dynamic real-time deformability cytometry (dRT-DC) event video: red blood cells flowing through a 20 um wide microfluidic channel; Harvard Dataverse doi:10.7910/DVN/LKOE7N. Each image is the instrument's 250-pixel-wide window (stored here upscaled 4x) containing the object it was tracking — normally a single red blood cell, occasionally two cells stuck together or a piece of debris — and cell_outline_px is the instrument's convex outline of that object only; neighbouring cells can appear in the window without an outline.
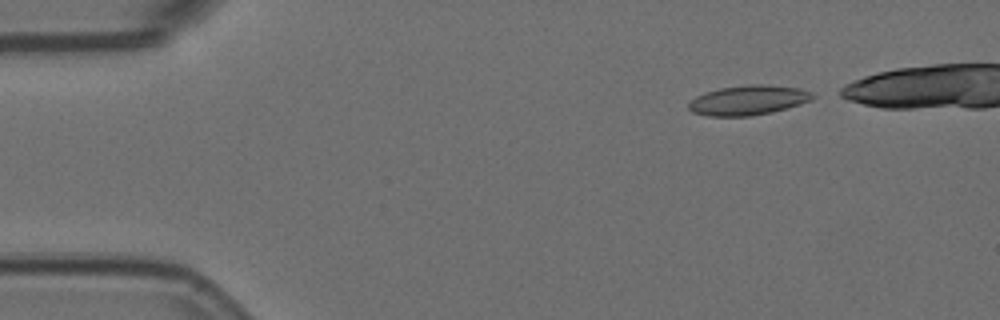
{"species": "Egyptian fruit bat (a non-hibernating species)", "species_latin": "Rousettus aegyptiacus", "temperature_condition": "room temperature", "stored_images_in_passage": 44, "camera_frame_rate_fps": 3000, "um_per_image_px": 0.085, "animal": {"sex": "female"}, "frame": {"image": 1, "passage_image": 2, "time_ms": 0.333, "image_size_px": [1000, 320], "cell_outline_px": [[816, 96], [812, 100], [788, 108], [772, 112], [752, 116], [708, 116], [692, 112], [688, 108], [688, 104], [696, 96], [704, 92], [720, 88], [748, 84], [768, 84], [800, 88], [812, 92]], "centroid_in_image_um": [63.62, 8.51], "position_along_channel_um": 21.4, "area_um2": 21.73}}
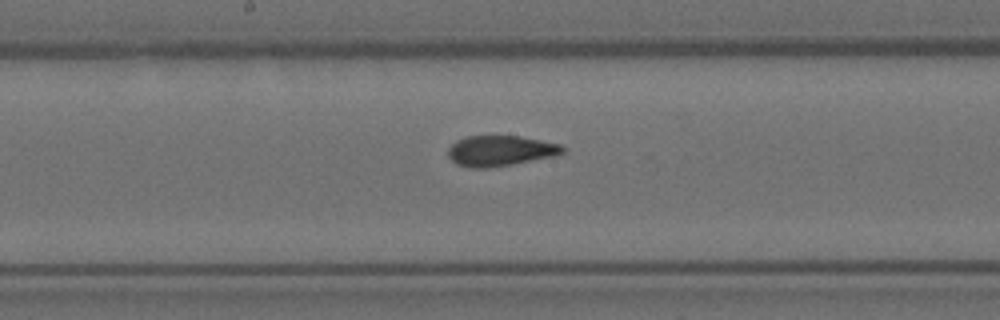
{"frame": {"image": 2, "passage_image": 24, "time_ms": 7.667, "image_size_px": [1000, 320], "cell_outline_px": [[568, 148], [564, 152], [556, 156], [488, 168], [472, 168], [456, 164], [448, 156], [448, 148], [456, 140], [464, 136], [520, 136], [560, 144]], "centroid_in_image_um": [42.53, 12.81], "position_along_channel_um": 205.7, "area_um2": 20.46}}
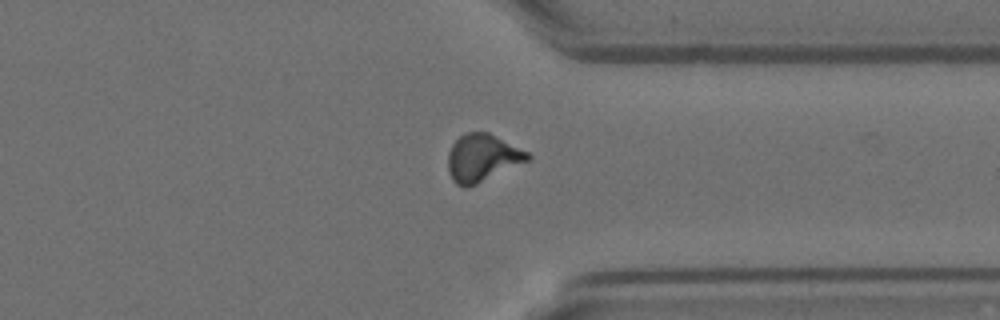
{"frame": {"image": 3, "passage_image": 38, "time_ms": 12.333, "image_size_px": [1000, 320], "cell_outline_px": [[532, 156], [528, 160], [468, 188], [464, 188], [456, 184], [452, 180], [448, 172], [448, 152], [452, 144], [464, 132], [488, 132], [528, 152]], "centroid_in_image_um": [40.95, 13.42], "position_along_channel_um": 370.5, "area_um2": 21.91}}